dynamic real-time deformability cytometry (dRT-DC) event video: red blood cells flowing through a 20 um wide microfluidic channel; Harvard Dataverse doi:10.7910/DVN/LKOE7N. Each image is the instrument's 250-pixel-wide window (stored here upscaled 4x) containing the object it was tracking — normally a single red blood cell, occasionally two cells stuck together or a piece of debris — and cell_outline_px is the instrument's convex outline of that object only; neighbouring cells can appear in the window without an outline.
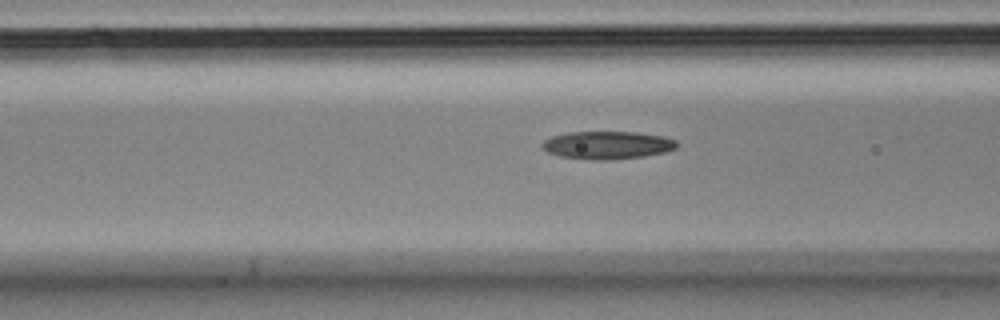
{"species": "Egyptian fruit bat (a non-hibernating species)", "species_latin": "Rousettus aegyptiacus", "temperature_condition": "cold", "stored_images_in_passage": 19, "camera_frame_rate_fps": 3000, "um_per_image_px": 0.085, "animal": {"sex": "male"}, "frame": {"image": 1, "passage_image": 17, "time_ms": 5.333, "image_size_px": [1000, 320], "cell_outline_px": [[676, 148], [664, 152], [644, 156], [604, 160], [596, 160], [560, 156], [548, 152], [540, 148], [540, 144], [544, 140], [552, 136], [568, 132], [636, 132], [664, 136], [676, 140]], "centroid_in_image_um": [51.59, 12.32], "position_along_channel_um": 115.0, "area_um2": 21.79}}